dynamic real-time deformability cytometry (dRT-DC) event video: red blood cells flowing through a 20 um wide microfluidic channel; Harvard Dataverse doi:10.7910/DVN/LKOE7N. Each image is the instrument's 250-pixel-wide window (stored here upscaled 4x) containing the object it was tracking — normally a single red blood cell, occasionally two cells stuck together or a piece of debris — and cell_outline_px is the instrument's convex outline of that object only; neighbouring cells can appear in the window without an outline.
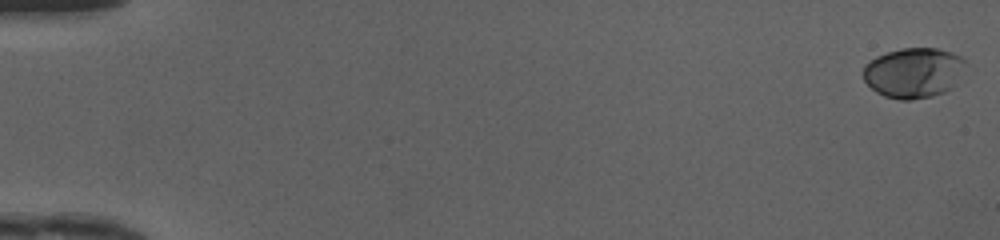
{"species": "human", "species_latin": "Homo sapiens", "temperature_condition": "cold", "stored_images_in_passage": 50, "camera_frame_rate_fps": 3000, "um_per_image_px": 0.085, "donor": {"sex": "female"}, "frame": {"image": 1, "passage_image": 1, "time_ms": 0.0, "image_size_px": [1000, 240], "cell_outline_px": [[964, 60], [952, 88], [944, 92], [932, 96], [912, 100], [900, 100], [884, 96], [876, 92], [864, 80], [864, 64], [876, 56], [900, 48], [936, 48], [952, 52], [960, 56]], "centroid_in_image_um": [77.59, 6.18], "position_along_channel_um": 7.4, "area_um2": 29.54}}
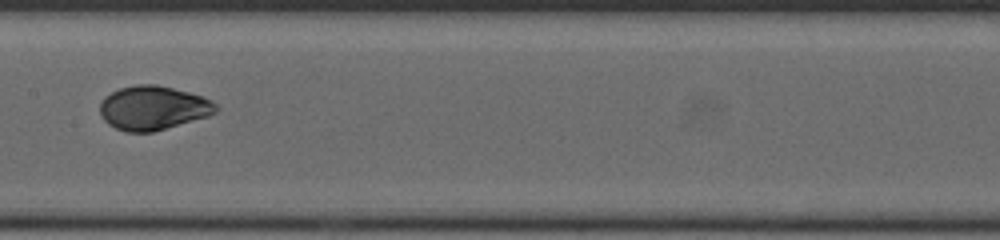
{"frame": {"image": 2, "passage_image": 27, "time_ms": 8.667, "image_size_px": [1000, 240], "cell_outline_px": [[220, 108], [216, 112], [208, 116], [152, 132], [128, 132], [116, 128], [108, 124], [100, 116], [100, 104], [104, 96], [120, 88], [136, 84], [156, 84], [204, 96], [212, 100]], "centroid_in_image_um": [13.02, 9.16], "position_along_channel_um": 194.4, "area_um2": 29.82}}
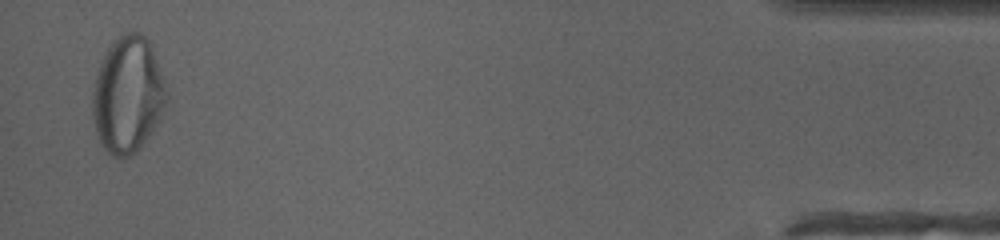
{"frame": {"image": 3, "passage_image": 49, "time_ms": 16.0, "image_size_px": [1000, 240], "cell_outline_px": [[168, 96], [160, 116], [140, 148], [132, 156], [112, 156], [100, 144], [96, 132], [92, 116], [92, 92], [96, 76], [100, 64], [108, 48], [124, 32], [140, 32], [148, 40], [152, 48], [164, 80]], "centroid_in_image_um": [10.84, 8.07], "position_along_channel_um": 424.4, "area_um2": 49.65}, "authors_computed_cell_mechanics": {"area_um2": 29.5358, "velocity_mm_per_s": 4.1873, "shape_relaxation_time_tau1_ms": 3.5542, "shape_relaxation_time_tau2_ms": null, "deformation_change_tau1": 0.1701, "deformation_change_tau2": null}}